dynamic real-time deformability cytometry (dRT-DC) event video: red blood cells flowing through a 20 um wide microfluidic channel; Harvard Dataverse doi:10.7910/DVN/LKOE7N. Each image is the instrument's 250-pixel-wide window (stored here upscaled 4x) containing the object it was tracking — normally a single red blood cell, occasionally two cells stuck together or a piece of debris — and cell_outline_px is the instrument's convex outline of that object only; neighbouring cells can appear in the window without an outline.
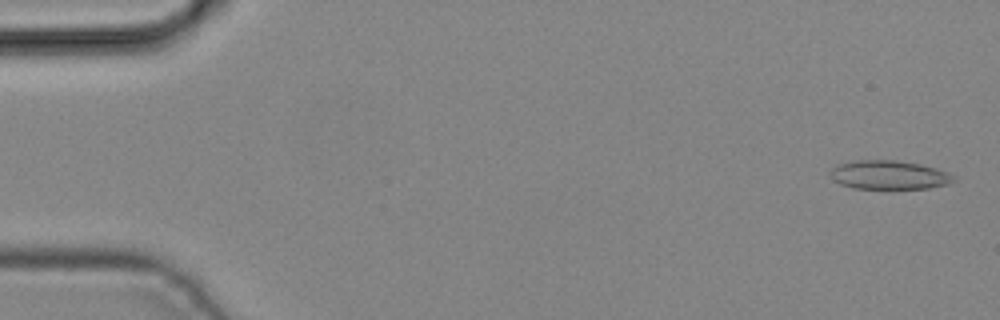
{"species": "common noctule bat (a hibernating species)", "species_latin": "Nyctalus noctula", "temperature_condition": "cold", "stored_images_in_passage": 4, "camera_frame_rate_fps": 3000, "um_per_image_px": 0.085, "animal": {"sex": "male", "body_mass_g": 19.2, "forearm_length_mm": 51.8}, "frame": {"image": 1, "passage_image": 1, "time_ms": 0.0, "image_size_px": [1000, 320], "cell_outline_px": [[956, 180], [948, 184], [928, 188], [852, 188], [840, 184], [832, 180], [832, 168], [840, 164], [856, 160], [896, 160], [920, 164], [936, 168], [948, 172], [956, 176]], "centroid_in_image_um": [75.61, 14.87], "position_along_channel_um": 9.4, "area_um2": 20.63}}